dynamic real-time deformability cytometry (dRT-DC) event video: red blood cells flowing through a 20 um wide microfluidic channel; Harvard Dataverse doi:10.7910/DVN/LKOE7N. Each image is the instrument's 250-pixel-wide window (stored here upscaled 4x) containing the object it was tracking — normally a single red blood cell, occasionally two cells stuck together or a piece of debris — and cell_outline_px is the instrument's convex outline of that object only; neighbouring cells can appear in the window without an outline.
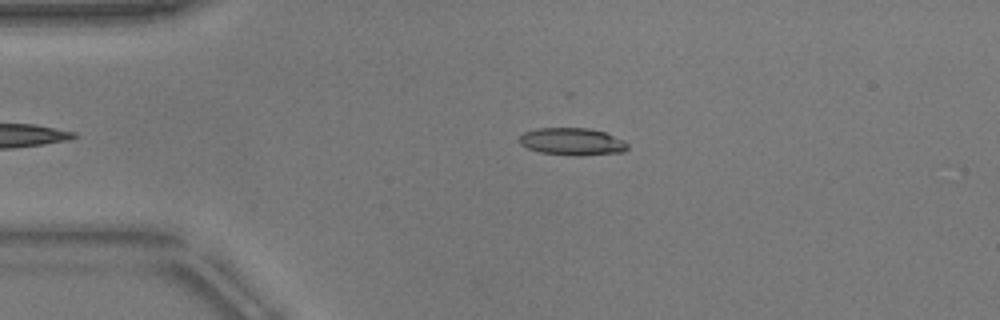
{"species": "common noctule bat (a hibernating species)", "species_latin": "Nyctalus noctula", "temperature_condition": "warm", "stored_images_in_passage": 41, "camera_frame_rate_fps": 3000, "um_per_image_px": 0.085, "animal": {"sex": "male", "body_mass_g": 17.9}, "frame": {"image": 1, "passage_image": 5, "time_ms": 1.333, "image_size_px": [1000, 320], "cell_outline_px": [[628, 148], [624, 152], [580, 156], [572, 156], [540, 152], [528, 148], [520, 144], [520, 136], [524, 132], [536, 128], [588, 128], [604, 132], [624, 140], [628, 144]], "centroid_in_image_um": [48.65, 12.04], "position_along_channel_um": 36.3, "area_um2": 17.34}}
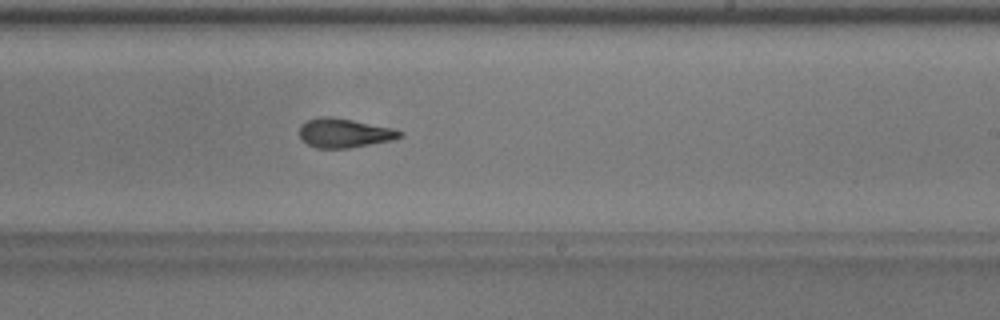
{"frame": {"image": 2, "passage_image": 25, "time_ms": 8.0, "image_size_px": [1000, 320], "cell_outline_px": [[404, 136], [392, 140], [348, 148], [316, 148], [300, 140], [300, 124], [308, 120], [320, 116], [332, 116], [392, 128], [404, 132]], "centroid_in_image_um": [29.25, 11.3], "position_along_channel_um": 259.8, "area_um2": 17.11}}
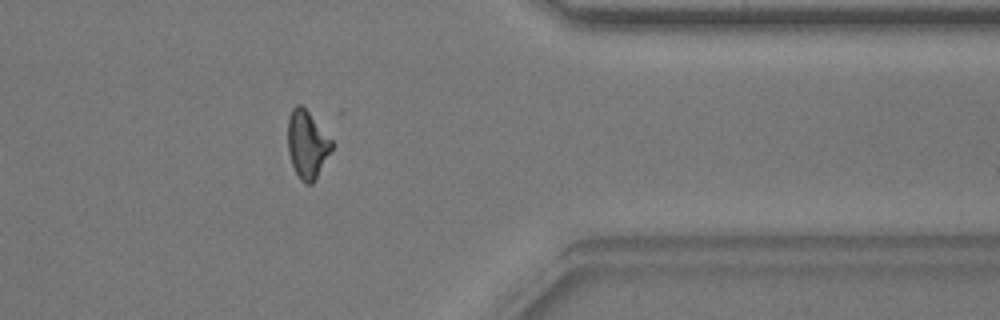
{"frame": {"image": 3, "passage_image": 36, "time_ms": 11.667, "image_size_px": [1000, 320], "cell_outline_px": [[332, 148], [316, 180], [312, 184], [304, 184], [300, 180], [292, 164], [288, 152], [288, 116], [292, 108], [296, 104], [300, 104], [308, 112], [332, 140]], "centroid_in_image_um": [26.09, 12.3], "position_along_channel_um": 385.3, "area_um2": 17.22}, "authors_computed_cell_mechanics": {"area_um2": 17.629, "velocity_mm_per_s": 3.8313, "shape_relaxation_time_tau1_ms": 3.1993, "shape_relaxation_time_tau2_ms": 2.3315, "deformation_change_tau1": 0.1477, "deformation_change_tau2": 0.0864}}